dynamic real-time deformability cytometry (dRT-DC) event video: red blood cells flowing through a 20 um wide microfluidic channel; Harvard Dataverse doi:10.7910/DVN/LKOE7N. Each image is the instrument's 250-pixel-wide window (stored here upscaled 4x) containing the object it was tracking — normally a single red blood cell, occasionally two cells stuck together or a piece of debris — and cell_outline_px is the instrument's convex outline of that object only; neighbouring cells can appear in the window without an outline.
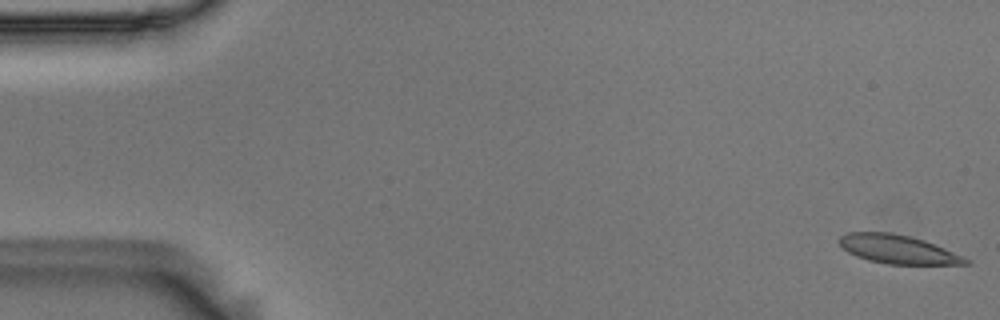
{"species": "Egyptian fruit bat (a non-hibernating species)", "species_latin": "Rousettus aegyptiacus", "temperature_condition": "room temperature", "stored_images_in_passage": 56, "camera_frame_rate_fps": 3000, "um_per_image_px": 0.085, "animal": {"sex": "male"}, "frame": {"image": 1, "passage_image": 1, "time_ms": 0.0, "image_size_px": [1000, 320], "cell_outline_px": [[972, 264], [888, 264], [868, 260], [856, 256], [848, 252], [840, 244], [840, 236], [848, 232], [892, 232], [924, 240], [944, 248], [972, 260]], "centroid_in_image_um": [76.34, 21.19], "position_along_channel_um": 8.7, "area_um2": 20.98}}
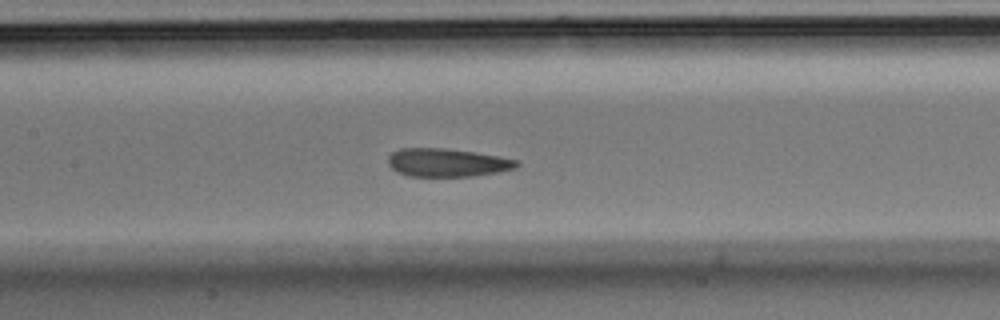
{"frame": {"image": 2, "passage_image": 26, "time_ms": 8.333, "image_size_px": [1000, 320], "cell_outline_px": [[520, 164], [516, 168], [500, 172], [472, 176], [408, 176], [396, 172], [388, 164], [388, 156], [392, 152], [400, 148], [444, 148], [476, 152], [500, 156], [520, 160]], "centroid_in_image_um": [38.04, 13.82], "position_along_channel_um": 169.4, "area_um2": 21.44}}
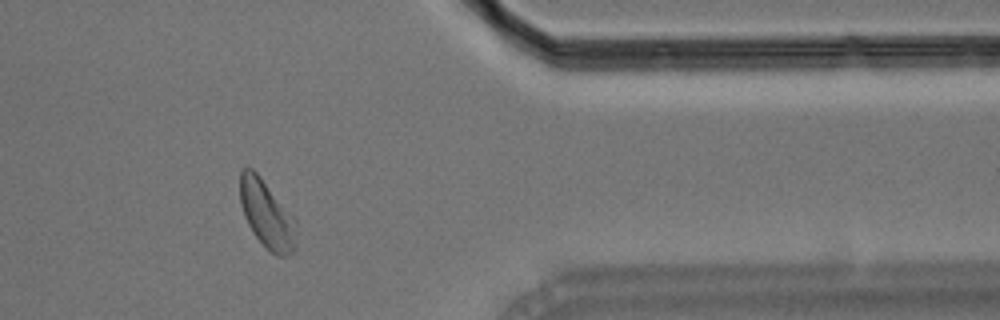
{"frame": {"image": 3, "passage_image": 46, "time_ms": 15.0, "image_size_px": [1000, 320], "cell_outline_px": [[296, 248], [288, 256], [276, 256], [252, 232], [244, 216], [240, 204], [240, 172], [244, 168], [252, 168], [260, 176], [296, 220]], "centroid_in_image_um": [22.68, 18.23], "position_along_channel_um": 388.7, "area_um2": 22.02}, "authors_computed_cell_mechanics": {"area_um2": 21.964, "velocity_mm_per_s": 3.5757, "shape_relaxation_time_tau1_ms": 6.2636, "shape_relaxation_time_tau2_ms": 1.6507, "deformation_change_tau1": 0.1391, "deformation_change_tau2": 0.0809}}